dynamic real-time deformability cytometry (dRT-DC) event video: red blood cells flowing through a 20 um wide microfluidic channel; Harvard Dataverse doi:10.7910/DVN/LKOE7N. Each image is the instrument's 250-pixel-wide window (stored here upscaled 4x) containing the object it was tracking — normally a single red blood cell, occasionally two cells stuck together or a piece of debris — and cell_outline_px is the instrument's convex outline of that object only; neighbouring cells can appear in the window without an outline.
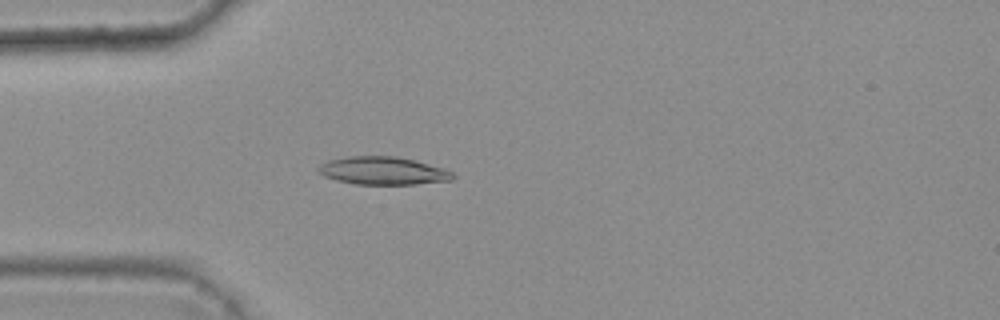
{"species": "common noctule bat (a hibernating species)", "species_latin": "Nyctalus noctula", "temperature_condition": "warm", "stored_images_in_passage": 4, "camera_frame_rate_fps": 3000, "um_per_image_px": 0.085, "animal": {"sex": "female", "body_mass_g": 25.1}, "frame": {"image": 1, "passage_image": 4, "time_ms": 1.0, "image_size_px": [1000, 320], "cell_outline_px": [[456, 176], [452, 180], [416, 184], [356, 184], [336, 180], [324, 176], [316, 168], [320, 164], [328, 160], [348, 156], [396, 156], [444, 168], [452, 172]], "centroid_in_image_um": [32.54, 14.51], "position_along_channel_um": 52.5, "area_um2": 21.79}}